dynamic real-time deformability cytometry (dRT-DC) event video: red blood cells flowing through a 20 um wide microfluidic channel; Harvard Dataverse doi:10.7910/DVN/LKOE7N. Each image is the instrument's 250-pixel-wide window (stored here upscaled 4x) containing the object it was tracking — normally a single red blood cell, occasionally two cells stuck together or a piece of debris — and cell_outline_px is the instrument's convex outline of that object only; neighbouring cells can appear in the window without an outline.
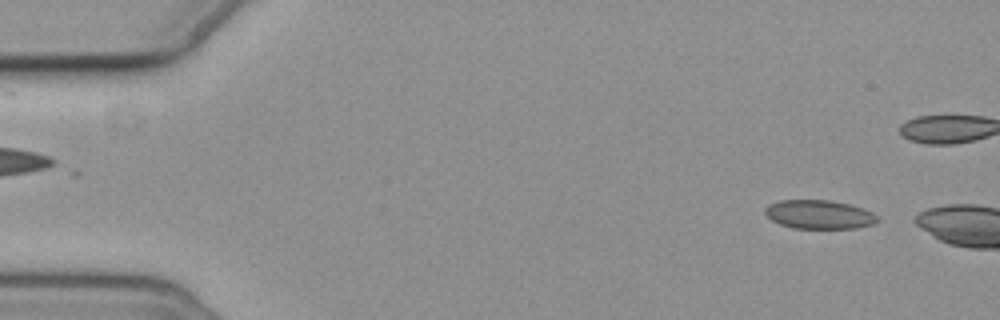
{"species": "common noctule bat (a hibernating species)", "species_latin": "Nyctalus noctula", "temperature_condition": "cold", "stored_images_in_passage": 2, "camera_frame_rate_fps": 3000, "um_per_image_px": 0.085, "animal": {"sex": "female", "body_mass_g": 19.3, "forearm_length_mm": 54.1}, "frame": {"image": 1, "passage_image": 1, "time_ms": 0.0, "image_size_px": [1000, 320], "cell_outline_px": [[880, 220], [872, 224], [856, 228], [792, 228], [780, 224], [772, 220], [764, 212], [764, 208], [768, 204], [780, 200], [832, 200], [864, 208], [872, 212]], "centroid_in_image_um": [69.62, 18.22], "position_along_channel_um": 15.4, "area_um2": 18.9}}